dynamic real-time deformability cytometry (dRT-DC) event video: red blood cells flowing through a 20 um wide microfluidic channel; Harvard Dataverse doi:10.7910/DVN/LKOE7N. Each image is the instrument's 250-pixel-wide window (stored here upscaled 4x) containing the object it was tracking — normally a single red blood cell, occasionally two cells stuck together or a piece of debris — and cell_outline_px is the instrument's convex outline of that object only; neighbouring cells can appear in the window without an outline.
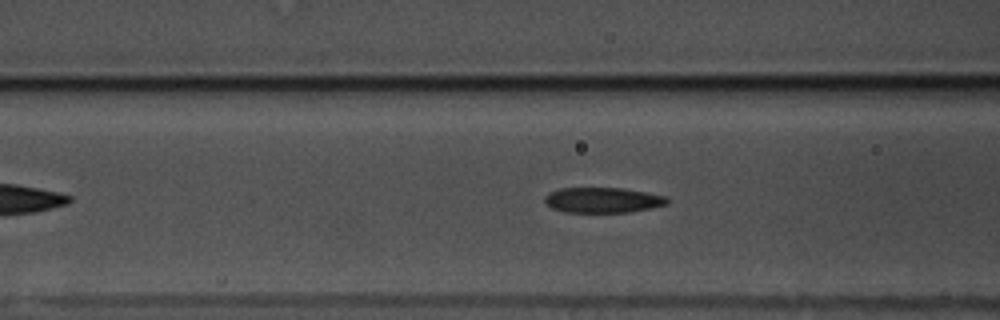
{"species": "common noctule bat (a hibernating species)", "species_latin": "Nyctalus noctula", "temperature_condition": "warm", "stored_images_in_passage": 51, "camera_frame_rate_fps": 3000, "um_per_image_px": 0.085, "animal": {"sex": "male", "body_mass_g": 17.5, "forearm_length_mm": 52.3}, "frame": {"image": 1, "passage_image": 15, "time_ms": 4.667, "image_size_px": [1000, 320], "cell_outline_px": [[668, 204], [652, 208], [628, 212], [564, 212], [552, 208], [544, 200], [544, 196], [548, 192], [560, 188], [620, 188], [644, 192], [664, 196], [668, 200]], "centroid_in_image_um": [51.2, 17.01], "position_along_channel_um": 115.4, "area_um2": 17.98}}
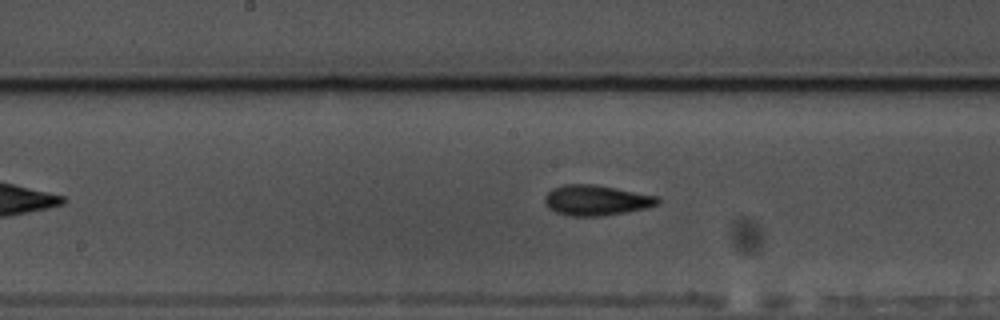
{"frame": {"image": 2, "passage_image": 22, "time_ms": 7.0, "image_size_px": [1000, 320], "cell_outline_px": [[660, 204], [644, 208], [604, 216], [568, 216], [556, 212], [548, 208], [544, 204], [544, 196], [552, 188], [564, 184], [592, 184], [616, 188], [660, 196]], "centroid_in_image_um": [50.66, 17.02], "position_along_channel_um": 197.5, "area_um2": 20.17}}
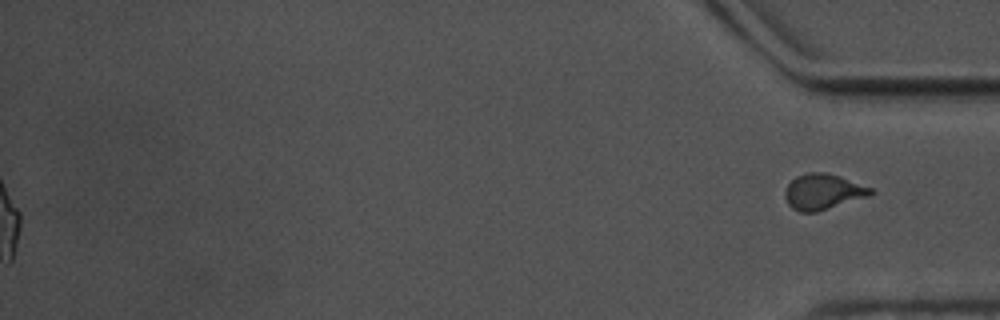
{"frame": {"image": 3, "passage_image": 51, "time_ms": 16.667, "image_size_px": [1000, 320], "cell_outline_px": [[876, 192], [872, 196], [816, 212], [800, 212], [792, 208], [788, 204], [784, 196], [784, 192], [788, 184], [796, 176], [808, 172], [824, 172], [840, 176], [872, 188]], "centroid_in_image_um": [69.98, 16.3], "position_along_channel_um": 365.2, "area_um2": 18.03}, "authors_computed_cell_mechanics": {"area_um2": 18.5538, "velocity_mm_per_s": 3.5301, "shape_relaxation_time_tau1_ms": 4.469, "shape_relaxation_time_tau2_ms": 2.8924, "deformation_change_tau1": 0.1508, "deformation_change_tau2": 0.0994}}